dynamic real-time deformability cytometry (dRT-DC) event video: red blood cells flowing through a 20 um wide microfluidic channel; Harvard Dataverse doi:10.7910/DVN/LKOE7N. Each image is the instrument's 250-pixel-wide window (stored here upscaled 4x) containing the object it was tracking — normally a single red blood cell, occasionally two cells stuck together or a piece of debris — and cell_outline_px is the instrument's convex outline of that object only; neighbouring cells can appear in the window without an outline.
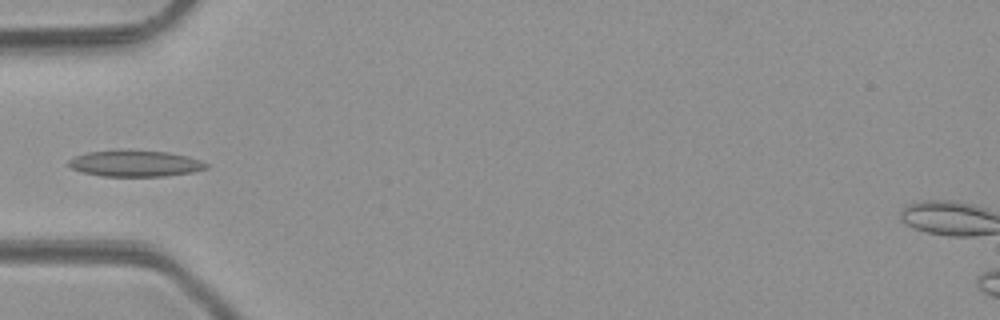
{"species": "common noctule bat (a hibernating species)", "species_latin": "Nyctalus noctula", "temperature_condition": "room temperature", "stored_images_in_passage": 5, "camera_frame_rate_fps": 3000, "um_per_image_px": 0.085, "animal": {"sex": "male", "body_mass_g": 23.1, "forearm_length_mm": 52.7}, "frame": {"image": 1, "passage_image": 4, "time_ms": 3.667, "image_size_px": [1000, 320], "cell_outline_px": [[208, 168], [192, 172], [164, 176], [100, 176], [84, 172], [72, 168], [68, 164], [68, 160], [76, 156], [88, 152], [168, 152], [188, 156], [200, 160], [208, 164]], "centroid_in_image_um": [11.54, 13.93], "position_along_channel_um": 73.5, "area_um2": 20.23}}
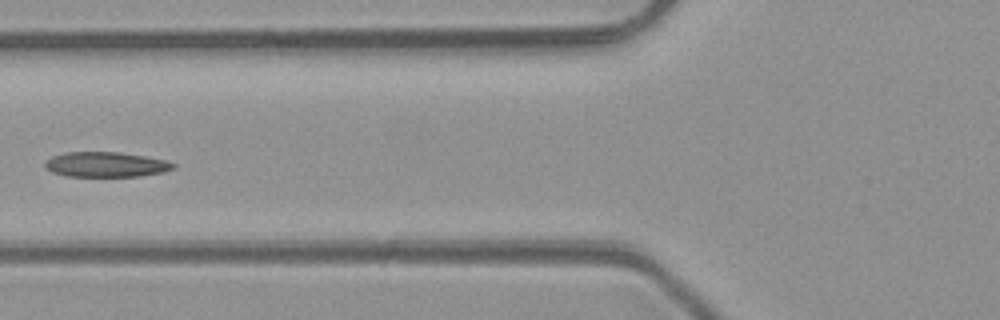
{"frame": {"image": 2, "passage_image": 5, "time_ms": 4.667, "image_size_px": [1000, 320], "cell_outline_px": [[176, 168], [164, 172], [140, 176], [68, 176], [52, 172], [44, 168], [44, 164], [52, 156], [68, 152], [120, 152], [144, 156], [164, 160], [176, 164]], "centroid_in_image_um": [9.02, 13.98], "position_along_channel_um": 116.8, "area_um2": 18.67}}